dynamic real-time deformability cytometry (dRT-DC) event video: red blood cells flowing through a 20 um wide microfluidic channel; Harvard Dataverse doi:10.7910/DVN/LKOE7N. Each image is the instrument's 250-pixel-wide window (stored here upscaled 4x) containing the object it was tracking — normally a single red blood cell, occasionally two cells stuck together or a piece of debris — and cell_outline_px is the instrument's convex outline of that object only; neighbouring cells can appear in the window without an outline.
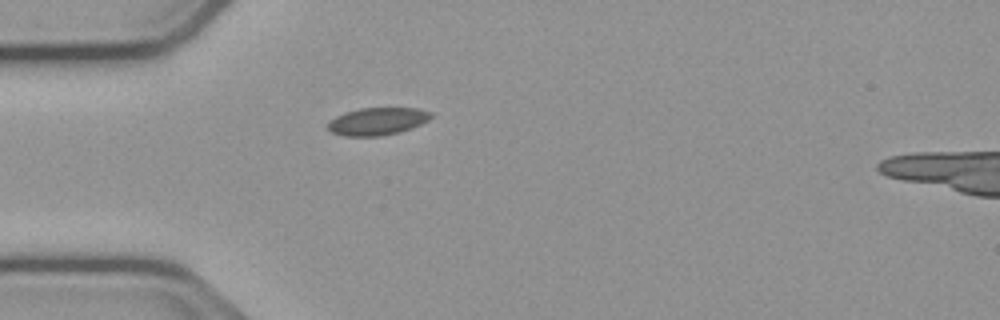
{"species": "common noctule bat (a hibernating species)", "species_latin": "Nyctalus noctula", "temperature_condition": "cold", "stored_images_in_passage": 32, "camera_frame_rate_fps": 3000, "um_per_image_px": 0.085, "animal": {"sex": "male", "body_mass_g": 23.1, "forearm_length_mm": 52.7}, "frame": {"image": 1, "passage_image": 1, "time_ms": 0.0, "image_size_px": [1000, 320], "cell_outline_px": [[432, 116], [428, 120], [412, 128], [400, 132], [380, 136], [344, 136], [328, 132], [324, 128], [328, 120], [344, 112], [360, 108], [420, 108], [432, 112]], "centroid_in_image_um": [32.01, 10.32], "position_along_channel_um": 53.0, "area_um2": 16.94}}
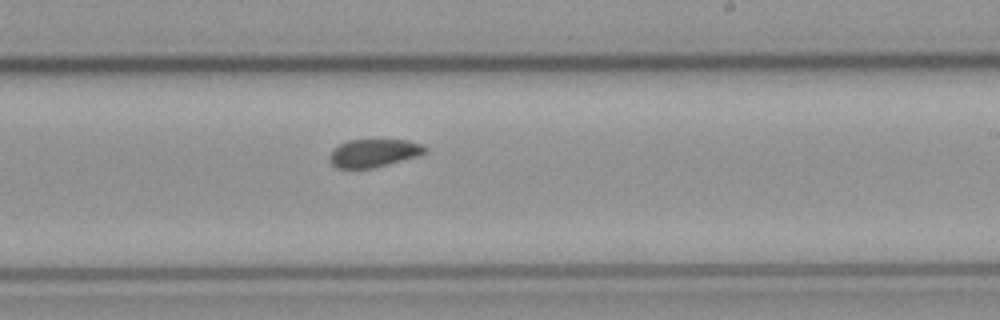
{"frame": {"image": 2, "passage_image": 18, "time_ms": 5.667, "image_size_px": [1000, 320], "cell_outline_px": [[428, 152], [416, 156], [372, 168], [336, 168], [328, 160], [328, 156], [340, 144], [348, 140], [408, 140], [420, 144], [428, 148]], "centroid_in_image_um": [31.76, 13.0], "position_along_channel_um": 257.2, "area_um2": 15.37}}
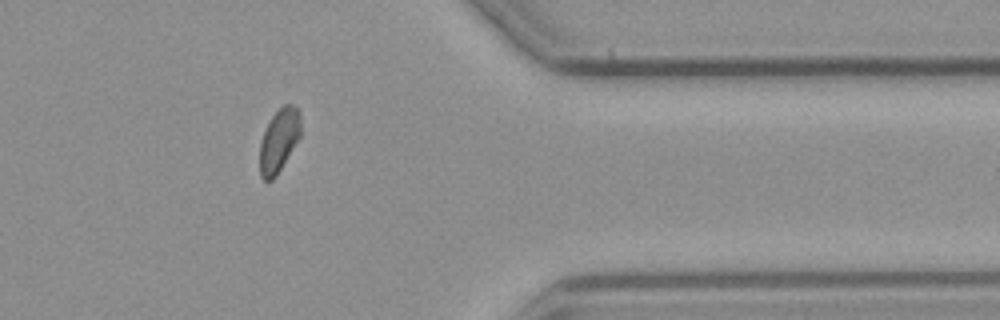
{"frame": {"image": 3, "passage_image": 30, "time_ms": 9.667, "image_size_px": [1000, 320], "cell_outline_px": [[300, 136], [276, 176], [272, 180], [264, 180], [260, 176], [260, 140], [272, 116], [284, 104], [292, 104], [300, 112]], "centroid_in_image_um": [23.71, 11.94], "position_along_channel_um": 387.7, "area_um2": 14.85}, "authors_computed_cell_mechanics": {"area_um2": 16.3574, "velocity_mm_per_s": 3.7455, "shape_relaxation_time_tau1_ms": 9.4287, "shape_relaxation_time_tau2_ms": null, "deformation_change_tau1": 0.0811, "deformation_change_tau2": null}}